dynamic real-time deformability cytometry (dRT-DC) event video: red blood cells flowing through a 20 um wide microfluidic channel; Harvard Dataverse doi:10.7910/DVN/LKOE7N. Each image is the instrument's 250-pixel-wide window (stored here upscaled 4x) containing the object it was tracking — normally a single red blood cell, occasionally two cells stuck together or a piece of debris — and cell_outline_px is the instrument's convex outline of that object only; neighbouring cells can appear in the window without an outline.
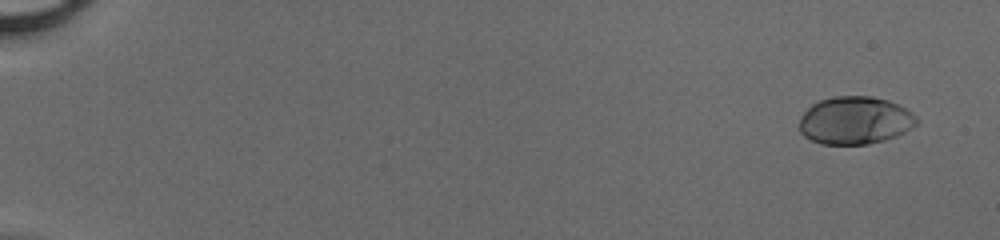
{"species": "human", "species_latin": "Homo sapiens", "temperature_condition": "cold", "stored_images_in_passage": 48, "camera_frame_rate_fps": 3000, "um_per_image_px": 0.085, "donor": {"sex": "male"}, "frame": {"image": 1, "passage_image": 1, "time_ms": 0.0, "image_size_px": [1000, 240], "cell_outline_px": [[916, 124], [904, 132], [896, 136], [884, 140], [868, 144], [820, 144], [804, 136], [800, 132], [800, 116], [812, 104], [820, 100], [832, 96], [872, 96], [888, 100], [912, 112], [916, 116]], "centroid_in_image_um": [72.65, 10.23], "position_along_channel_um": 12.4, "area_um2": 32.54}}
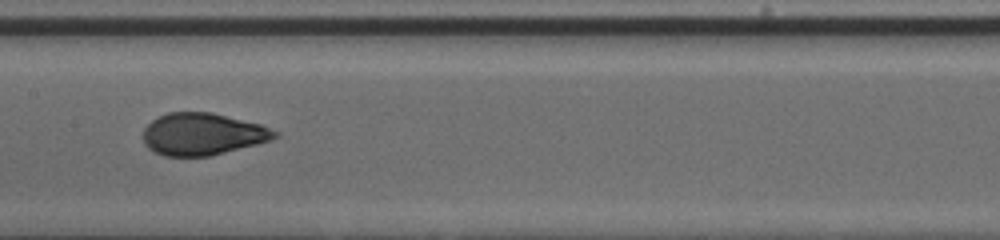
{"frame": {"image": 2, "passage_image": 26, "time_ms": 8.333, "image_size_px": [1000, 240], "cell_outline_px": [[280, 136], [272, 140], [208, 156], [164, 156], [148, 148], [144, 144], [144, 128], [152, 120], [168, 112], [212, 112], [260, 124], [280, 132]], "centroid_in_image_um": [17.24, 11.39], "position_along_channel_um": 190.2, "area_um2": 32.19}}
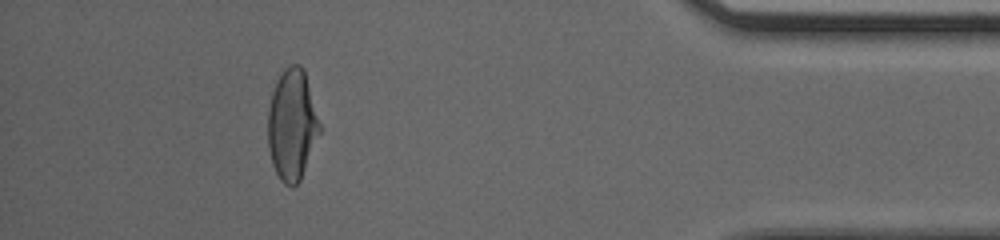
{"frame": {"image": 3, "passage_image": 44, "time_ms": 14.333, "image_size_px": [1000, 240], "cell_outline_px": [[320, 132], [300, 180], [292, 188], [284, 184], [280, 180], [272, 164], [268, 148], [268, 108], [272, 92], [284, 68], [292, 64], [300, 64], [304, 68], [320, 124]], "centroid_in_image_um": [24.81, 10.61], "position_along_channel_um": 410.4, "area_um2": 33.29}}